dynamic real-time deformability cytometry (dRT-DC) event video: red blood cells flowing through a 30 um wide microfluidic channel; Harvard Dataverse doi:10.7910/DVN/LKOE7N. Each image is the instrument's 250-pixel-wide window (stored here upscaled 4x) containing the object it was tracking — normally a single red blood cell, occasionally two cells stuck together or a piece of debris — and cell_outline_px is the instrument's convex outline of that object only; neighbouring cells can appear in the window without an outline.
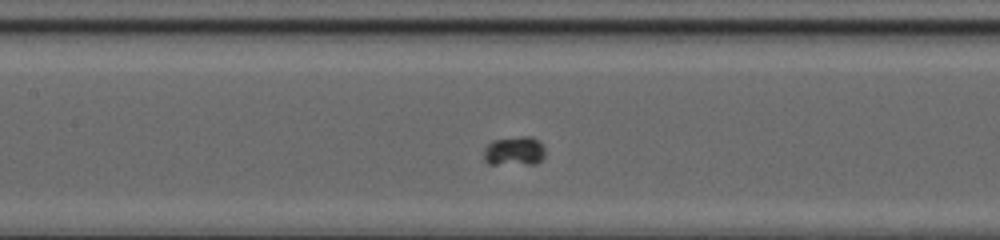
{"species": "common noctule bat (a hibernating species)", "species_latin": "Nyctalus noctula", "temperature_condition": "cold", "stored_images_in_passage": 36, "camera_frame_rate_fps": 3000, "um_per_image_px": 0.085, "animal": {"sex": "female", "body_mass_g": 20.0, "forearm_length_mm": 54.0}, "frame": {"image": 1, "passage_image": 11, "time_ms": 3.333, "image_size_px": [1000, 240], "cell_outline_px": [[544, 156], [536, 164], [488, 164], [484, 160], [484, 148], [492, 140], [520, 136], [532, 136], [540, 140], [544, 144]], "centroid_in_image_um": [43.73, 12.83], "position_along_channel_um": 163.7, "area_um2": 10.69}}
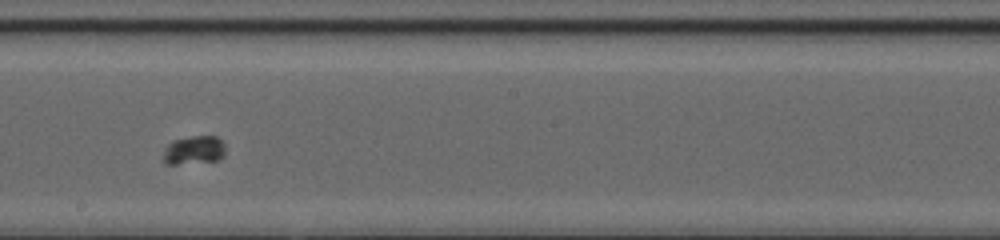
{"frame": {"image": 2, "passage_image": 16, "time_ms": 5.0, "image_size_px": [1000, 240], "cell_outline_px": [[224, 156], [220, 160], [176, 164], [164, 164], [164, 148], [168, 144], [176, 140], [192, 136], [216, 136], [224, 144]], "centroid_in_image_um": [16.49, 12.77], "position_along_channel_um": 231.7, "area_um2": 10.23}}
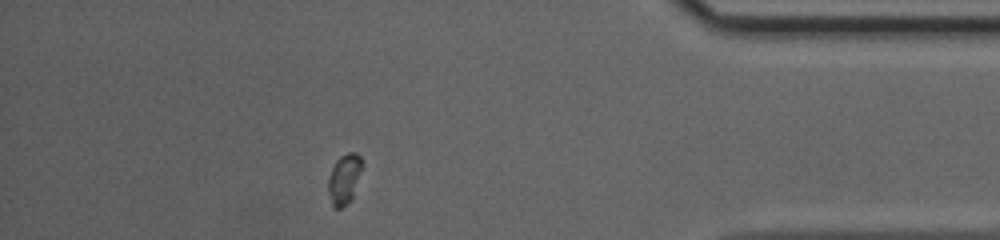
{"frame": {"image": 3, "passage_image": 31, "time_ms": 10.0, "image_size_px": [1000, 240], "cell_outline_px": [[364, 164], [352, 200], [340, 208], [332, 208], [328, 192], [328, 180], [332, 168], [336, 160], [340, 156], [348, 152], [356, 152], [360, 156]], "centroid_in_image_um": [29.28, 15.21], "position_along_channel_um": 405.9, "area_um2": 10.17}}